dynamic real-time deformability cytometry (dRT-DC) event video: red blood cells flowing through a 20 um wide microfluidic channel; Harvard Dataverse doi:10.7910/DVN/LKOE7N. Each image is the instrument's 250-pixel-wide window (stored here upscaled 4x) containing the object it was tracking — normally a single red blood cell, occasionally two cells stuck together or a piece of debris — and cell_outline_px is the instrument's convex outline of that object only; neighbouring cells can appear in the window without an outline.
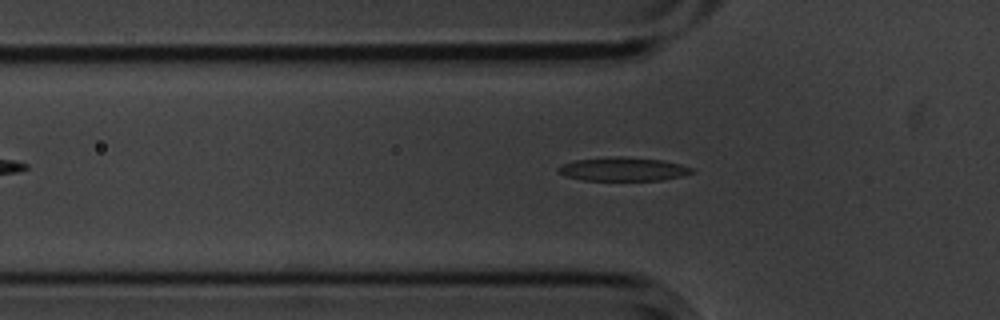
{"species": "common noctule bat (a hibernating species)", "species_latin": "Nyctalus noctula", "temperature_condition": "cold", "stored_images_in_passage": 48, "camera_frame_rate_fps": 3000, "um_per_image_px": 0.085, "animal": {"sex": "male", "body_mass_g": 20.1, "forearm_length_mm": 53.5}, "frame": {"image": 1, "passage_image": 15, "time_ms": 4.667, "image_size_px": [1000, 320], "cell_outline_px": [[696, 172], [680, 176], [660, 180], [584, 180], [564, 176], [556, 168], [564, 164], [576, 160], [612, 156], [624, 156], [660, 160], [680, 164], [692, 168]], "centroid_in_image_um": [52.96, 14.37], "position_along_channel_um": 72.8, "area_um2": 18.26}}
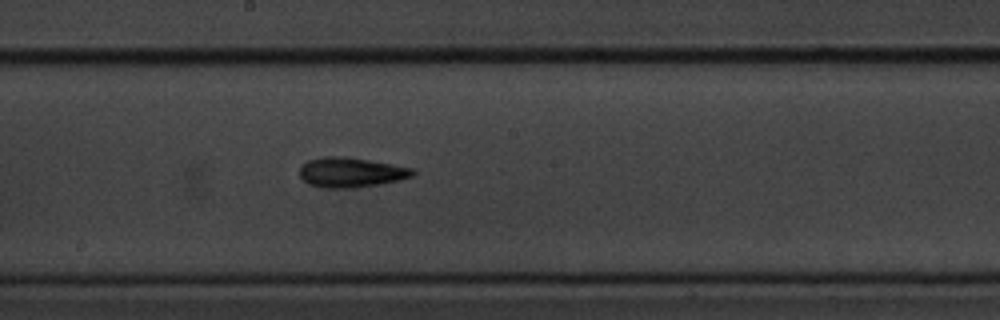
{"frame": {"image": 2, "passage_image": 27, "time_ms": 8.667, "image_size_px": [1000, 320], "cell_outline_px": [[416, 172], [412, 176], [400, 180], [380, 184], [352, 188], [324, 188], [308, 184], [300, 176], [300, 164], [308, 160], [324, 156], [344, 156], [392, 164], [412, 168]], "centroid_in_image_um": [29.8, 14.65], "position_along_channel_um": 218.4, "area_um2": 19.77}}
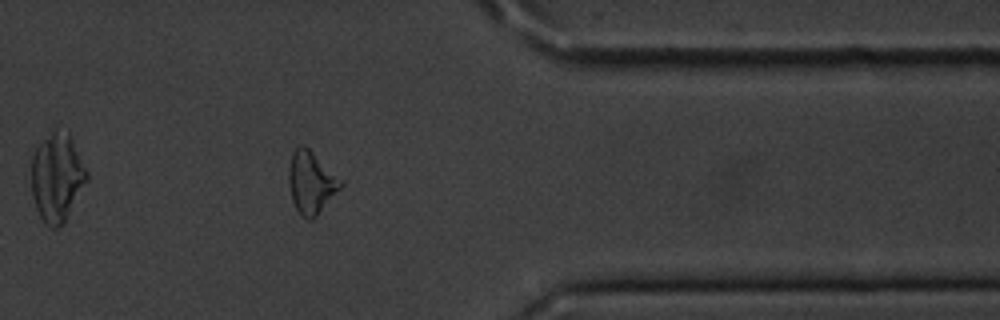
{"frame": {"image": 3, "passage_image": 42, "time_ms": 13.667, "image_size_px": [1000, 320], "cell_outline_px": [[344, 184], [316, 216], [312, 220], [308, 220], [300, 216], [292, 200], [288, 184], [288, 168], [292, 152], [300, 144], [304, 144], [344, 180]], "centroid_in_image_um": [26.44, 15.49], "position_along_channel_um": 385.0, "area_um2": 19.13}, "authors_computed_cell_mechanics": {"area_um2": 18.3804, "velocity_mm_per_s": 3.6078, "shape_relaxation_time_tau1_ms": 3.6481, "shape_relaxation_time_tau2_ms": 8.6476, "deformation_change_tau1": 0.1305, "deformation_change_tau2": 0.1939}}